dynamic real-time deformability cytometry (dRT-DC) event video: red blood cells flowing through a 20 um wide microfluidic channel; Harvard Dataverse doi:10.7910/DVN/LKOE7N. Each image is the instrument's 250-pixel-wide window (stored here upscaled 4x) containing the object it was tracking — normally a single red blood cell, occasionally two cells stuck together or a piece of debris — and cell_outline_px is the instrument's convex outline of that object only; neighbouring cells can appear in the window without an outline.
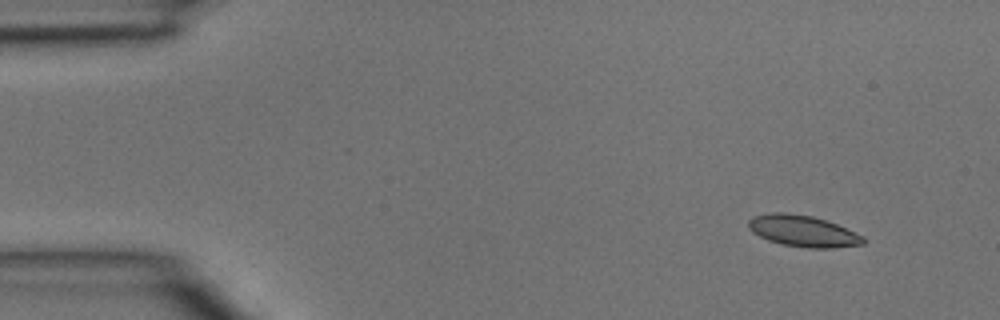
{"species": "common noctule bat (a hibernating species)", "species_latin": "Nyctalus noctula", "temperature_condition": "room temperature", "stored_images_in_passage": 3, "camera_frame_rate_fps": 3000, "um_per_image_px": 0.085, "animal": {"sex": "male", "body_mass_g": 15.6}, "frame": {"image": 1, "passage_image": 1, "time_ms": 0.0, "image_size_px": [1000, 320], "cell_outline_px": [[864, 244], [832, 248], [808, 248], [780, 244], [768, 240], [752, 232], [748, 228], [748, 220], [752, 216], [768, 212], [784, 212], [812, 216], [836, 224], [864, 236]], "centroid_in_image_um": [68.21, 19.63], "position_along_channel_um": 16.8, "area_um2": 21.04}}